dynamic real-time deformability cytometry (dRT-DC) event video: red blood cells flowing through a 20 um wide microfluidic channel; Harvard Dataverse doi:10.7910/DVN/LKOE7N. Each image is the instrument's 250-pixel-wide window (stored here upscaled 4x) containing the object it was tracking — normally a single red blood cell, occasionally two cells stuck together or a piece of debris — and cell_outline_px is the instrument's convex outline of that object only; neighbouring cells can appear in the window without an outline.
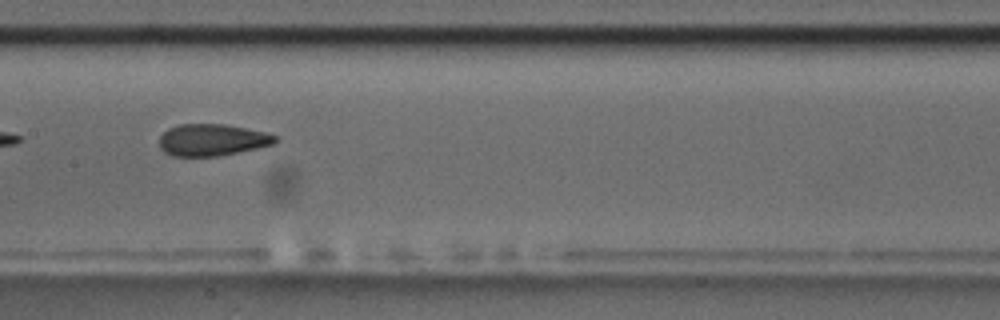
{"species": "common noctule bat (a hibernating species)", "species_latin": "Nyctalus noctula", "temperature_condition": "room temperature", "stored_images_in_passage": 8, "camera_frame_rate_fps": 3000, "um_per_image_px": 0.085, "animal": {"sex": "male", "body_mass_g": 17.5, "forearm_length_mm": 52.3}, "frame": {"image": 1, "passage_image": 8, "time_ms": 8.333, "image_size_px": [1000, 320], "cell_outline_px": [[280, 140], [272, 144], [256, 148], [220, 156], [172, 156], [164, 152], [160, 148], [160, 136], [168, 128], [180, 124], [224, 124], [264, 132], [280, 136]], "centroid_in_image_um": [18.04, 11.89], "position_along_channel_um": 189.4, "area_um2": 21.5}}